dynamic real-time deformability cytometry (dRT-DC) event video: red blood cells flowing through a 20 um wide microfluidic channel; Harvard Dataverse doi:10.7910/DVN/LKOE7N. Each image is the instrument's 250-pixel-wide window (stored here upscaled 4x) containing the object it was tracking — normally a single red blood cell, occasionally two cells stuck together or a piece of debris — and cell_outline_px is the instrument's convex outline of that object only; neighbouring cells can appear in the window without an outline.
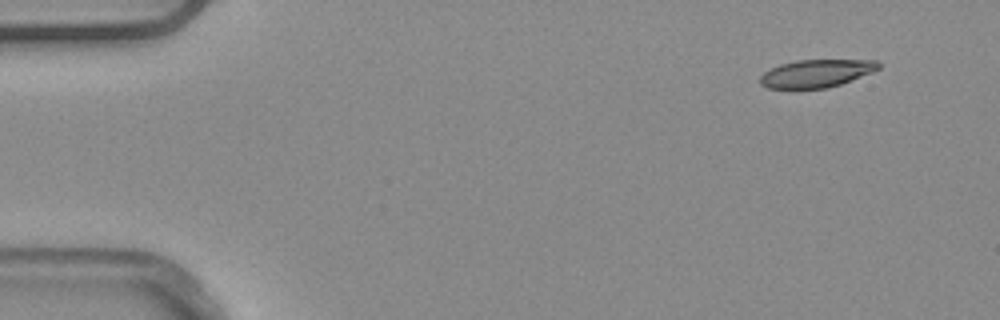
{"species": "common noctule bat (a hibernating species)", "species_latin": "Nyctalus noctula", "temperature_condition": "warm", "stored_images_in_passage": 4, "camera_frame_rate_fps": 3000, "um_per_image_px": 0.085, "animal": {"sex": "male", "body_mass_g": 20.4}, "frame": {"image": 1, "passage_image": 1, "time_ms": 0.0, "image_size_px": [1000, 320], "cell_outline_px": [[880, 68], [872, 72], [840, 84], [828, 88], [768, 88], [760, 84], [760, 76], [764, 72], [780, 64], [796, 60], [876, 60], [880, 64]], "centroid_in_image_um": [69.38, 6.23], "position_along_channel_um": 15.6, "area_um2": 19.02}}
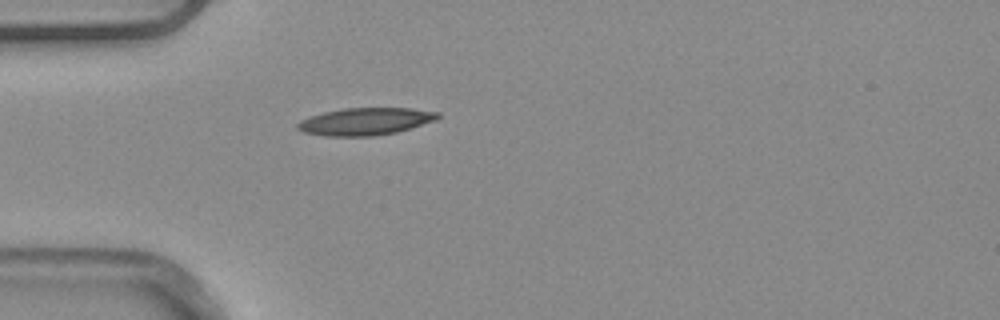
{"frame": {"image": 2, "passage_image": 4, "time_ms": 1.0, "image_size_px": [1000, 320], "cell_outline_px": [[440, 116], [436, 120], [396, 132], [372, 136], [324, 136], [304, 132], [296, 128], [296, 124], [300, 120], [324, 112], [344, 108], [412, 108], [440, 112]], "centroid_in_image_um": [31.05, 10.32], "position_along_channel_um": 53.9, "area_um2": 22.25}}